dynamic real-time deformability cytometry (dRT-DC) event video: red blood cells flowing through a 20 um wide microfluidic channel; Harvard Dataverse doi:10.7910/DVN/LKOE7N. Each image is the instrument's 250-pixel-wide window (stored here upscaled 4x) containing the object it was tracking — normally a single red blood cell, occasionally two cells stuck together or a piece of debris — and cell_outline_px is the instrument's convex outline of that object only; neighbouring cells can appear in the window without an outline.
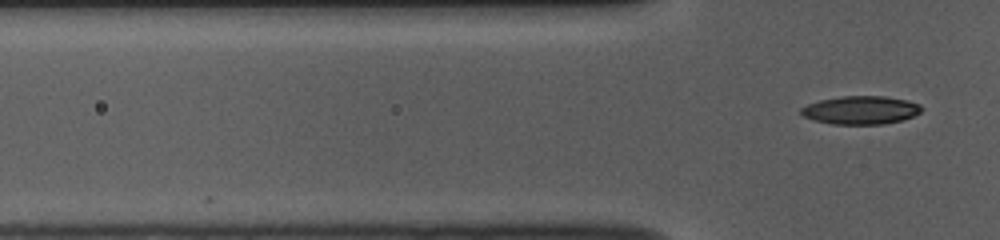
{"species": "common noctule bat (a hibernating species)", "species_latin": "Nyctalus noctula", "temperature_condition": "room temperature", "stored_images_in_passage": 4, "camera_frame_rate_fps": 3000, "um_per_image_px": 0.085, "animal": {"sex": "female", "body_mass_g": 10.0, "forearm_length_mm": 53.1}, "frame": {"image": 1, "passage_image": 4, "time_ms": 1.0, "image_size_px": [1000, 240], "cell_outline_px": [[924, 108], [920, 112], [904, 120], [884, 124], [832, 124], [816, 120], [804, 116], [800, 112], [800, 108], [808, 104], [820, 100], [840, 96], [884, 96], [908, 100], [920, 104]], "centroid_in_image_um": [73.2, 9.35], "position_along_channel_um": 52.6, "area_um2": 19.88}}